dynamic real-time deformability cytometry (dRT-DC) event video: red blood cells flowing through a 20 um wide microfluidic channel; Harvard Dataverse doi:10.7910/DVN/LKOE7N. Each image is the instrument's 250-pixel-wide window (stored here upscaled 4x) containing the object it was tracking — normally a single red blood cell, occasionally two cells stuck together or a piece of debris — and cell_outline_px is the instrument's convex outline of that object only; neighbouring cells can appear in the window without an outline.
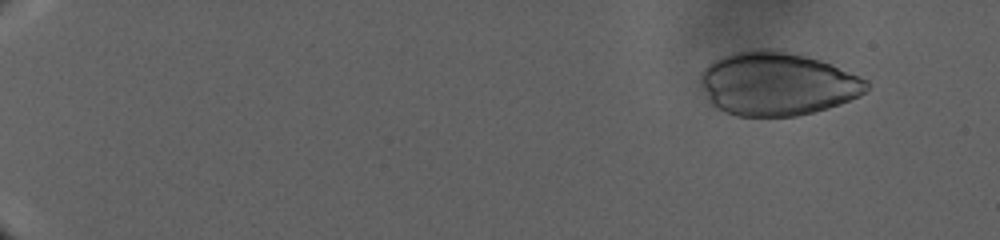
{"species": "human", "species_latin": "Homo sapiens", "temperature_condition": "warm", "stored_images_in_passage": 124, "camera_frame_rate_fps": 3000, "um_per_image_px": 0.085, "donor": {"sex": "male"}, "frame": {"image": 1, "passage_image": 16, "time_ms": 4.667, "image_size_px": [1000, 240], "cell_outline_px": [[868, 88], [864, 92], [840, 104], [828, 108], [796, 116], [736, 116], [724, 112], [712, 104], [700, 80], [700, 72], [708, 64], [720, 56], [732, 52], [752, 48], [780, 48], [820, 60], [832, 64], [868, 80]], "centroid_in_image_um": [66.04, 7.09], "position_along_channel_um": 19.0, "area_um2": 61.73}}
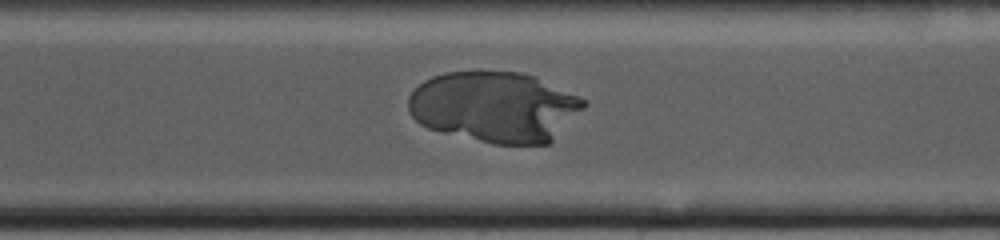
{"frame": {"image": 2, "passage_image": 104, "time_ms": 35.667, "image_size_px": [1000, 240], "cell_outline_px": [[588, 104], [548, 144], [492, 144], [428, 128], [420, 124], [408, 112], [408, 96], [424, 80], [432, 76], [444, 72], [476, 68], [520, 72], [536, 76], [580, 96], [588, 100]], "centroid_in_image_um": [42.04, 9.03], "position_along_channel_um": 328.6, "area_um2": 73.41}}
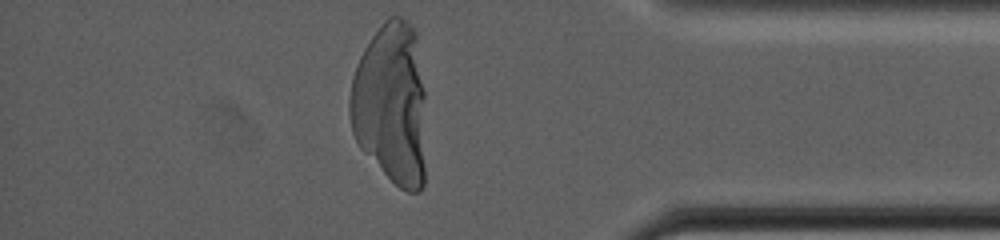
{"frame": {"image": 3, "passage_image": 123, "time_ms": 41.333, "image_size_px": [1000, 240], "cell_outline_px": [[424, 184], [420, 192], [408, 192], [400, 188], [360, 148], [352, 132], [348, 112], [348, 96], [352, 76], [360, 56], [364, 48], [372, 36], [384, 20], [388, 16], [400, 16], [416, 32], [424, 92]], "centroid_in_image_um": [33.22, 8.82], "position_along_channel_um": 402.0, "area_um2": 72.31}}